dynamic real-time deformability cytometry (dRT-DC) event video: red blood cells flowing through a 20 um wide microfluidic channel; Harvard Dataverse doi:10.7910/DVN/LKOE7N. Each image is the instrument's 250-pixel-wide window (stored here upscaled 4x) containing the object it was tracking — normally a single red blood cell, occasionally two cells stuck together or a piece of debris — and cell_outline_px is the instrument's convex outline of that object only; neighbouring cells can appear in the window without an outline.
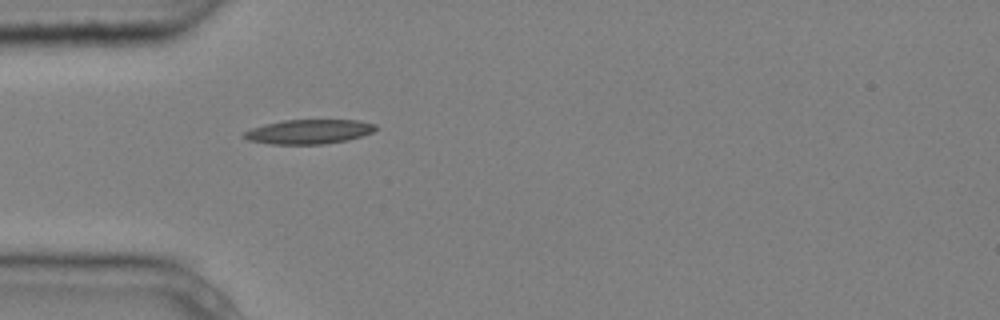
{"species": "common noctule bat (a hibernating species)", "species_latin": "Nyctalus noctula", "temperature_condition": "cold", "stored_images_in_passage": 3, "camera_frame_rate_fps": 3000, "um_per_image_px": 0.085, "animal": {"sex": "male", "body_mass_g": 20.4}, "frame": {"image": 1, "passage_image": 3, "time_ms": 0.667, "image_size_px": [1000, 320], "cell_outline_px": [[376, 128], [372, 132], [348, 140], [324, 144], [272, 144], [248, 140], [240, 136], [244, 132], [252, 128], [264, 124], [284, 120], [356, 120], [376, 124]], "centroid_in_image_um": [26.22, 11.19], "position_along_channel_um": 58.8, "area_um2": 18.67}}